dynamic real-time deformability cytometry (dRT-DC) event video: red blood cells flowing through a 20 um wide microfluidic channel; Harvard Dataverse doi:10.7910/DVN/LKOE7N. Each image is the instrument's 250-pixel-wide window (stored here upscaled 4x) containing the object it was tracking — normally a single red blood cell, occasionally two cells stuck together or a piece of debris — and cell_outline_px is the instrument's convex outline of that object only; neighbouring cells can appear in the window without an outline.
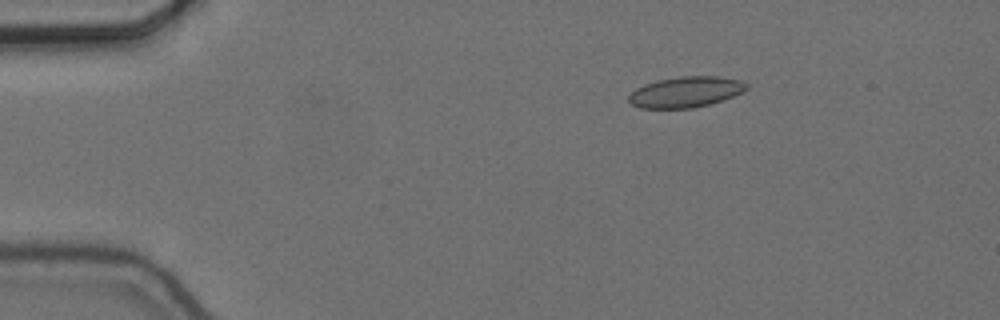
{"species": "common noctule bat (a hibernating species)", "species_latin": "Nyctalus noctula", "temperature_condition": "cold", "stored_images_in_passage": 48, "camera_frame_rate_fps": 3000, "um_per_image_px": 0.085, "animal": {"sex": "female", "body_mass_g": 24.6, "forearm_length_mm": 56.2}, "frame": {"image": 1, "passage_image": 1, "time_ms": 0.0, "image_size_px": [1000, 320], "cell_outline_px": [[748, 88], [744, 92], [708, 104], [692, 108], [640, 108], [632, 104], [628, 100], [628, 96], [636, 88], [644, 84], [656, 80], [680, 76], [716, 76], [740, 80], [748, 84]], "centroid_in_image_um": [58.27, 7.81], "position_along_channel_um": 26.7, "area_um2": 21.04}}
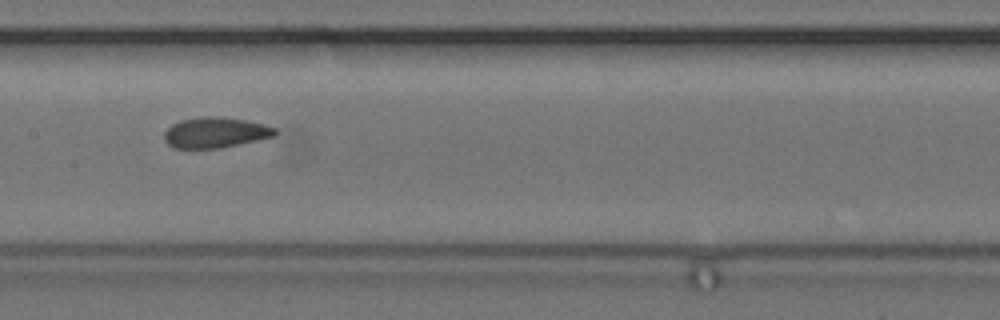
{"frame": {"image": 2, "passage_image": 20, "time_ms": 6.333, "image_size_px": [1000, 320], "cell_outline_px": [[276, 136], [220, 148], [172, 148], [164, 140], [164, 132], [172, 124], [180, 120], [200, 116], [212, 116], [244, 120], [264, 124], [276, 128]], "centroid_in_image_um": [18.28, 11.27], "position_along_channel_um": 189.1, "area_um2": 19.71}}
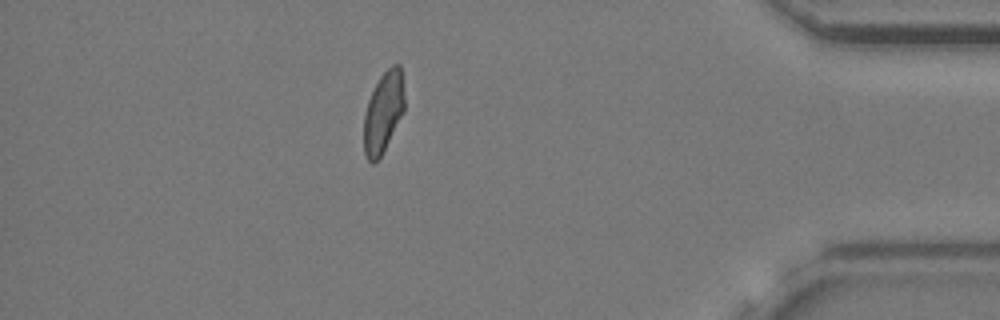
{"frame": {"image": 3, "passage_image": 41, "time_ms": 13.333, "image_size_px": [1000, 320], "cell_outline_px": [[404, 112], [380, 156], [372, 164], [368, 160], [364, 152], [364, 116], [368, 100], [380, 76], [392, 64], [400, 64], [404, 96]], "centroid_in_image_um": [32.58, 9.52], "position_along_channel_um": 402.6, "area_um2": 18.84}, "authors_computed_cell_mechanics": {"area_um2": 20.0855, "velocity_mm_per_s": 3.6521, "shape_relaxation_time_tau1_ms": 5.6201, "shape_relaxation_time_tau2_ms": 1.7621, "deformation_change_tau1": 0.1177, "deformation_change_tau2": 0.0584}}